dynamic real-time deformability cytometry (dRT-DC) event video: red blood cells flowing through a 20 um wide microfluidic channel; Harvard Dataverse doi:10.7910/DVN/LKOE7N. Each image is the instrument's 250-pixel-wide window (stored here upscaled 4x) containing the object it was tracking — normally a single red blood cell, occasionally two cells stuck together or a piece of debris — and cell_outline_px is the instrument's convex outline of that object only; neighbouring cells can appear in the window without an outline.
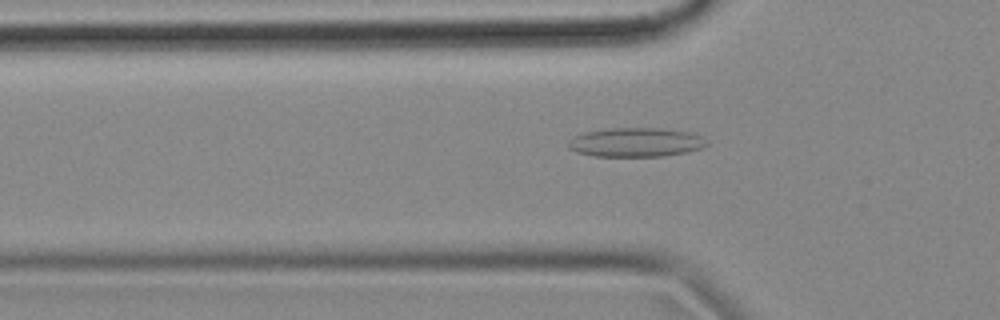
{"species": "common noctule bat (a hibernating species)", "species_latin": "Nyctalus noctula", "temperature_condition": "cold", "stored_images_in_passage": 48, "camera_frame_rate_fps": 3000, "um_per_image_px": 0.085, "animal": {"sex": "female", "body_mass_g": 18.4}, "frame": {"image": 1, "passage_image": 9, "time_ms": 2.667, "image_size_px": [1000, 320], "cell_outline_px": [[708, 144], [700, 148], [688, 152], [664, 156], [592, 156], [576, 152], [568, 148], [568, 140], [572, 136], [584, 132], [608, 128], [664, 128], [692, 132], [704, 136]], "centroid_in_image_um": [54.04, 12.08], "position_along_channel_um": 71.8, "area_um2": 23.87}}
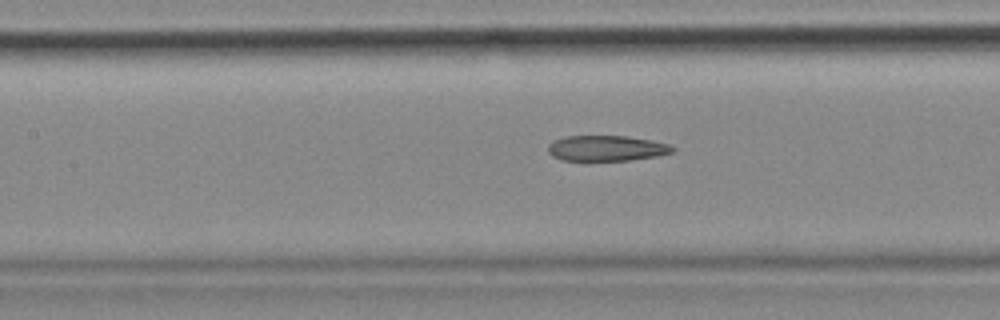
{"frame": {"image": 2, "passage_image": 16, "time_ms": 5.0, "image_size_px": [1000, 320], "cell_outline_px": [[676, 148], [672, 152], [656, 156], [628, 160], [564, 160], [552, 156], [548, 152], [548, 144], [552, 140], [568, 136], [628, 136], [652, 140], [668, 144]], "centroid_in_image_um": [51.54, 12.59], "position_along_channel_um": 155.9, "area_um2": 18.44}}
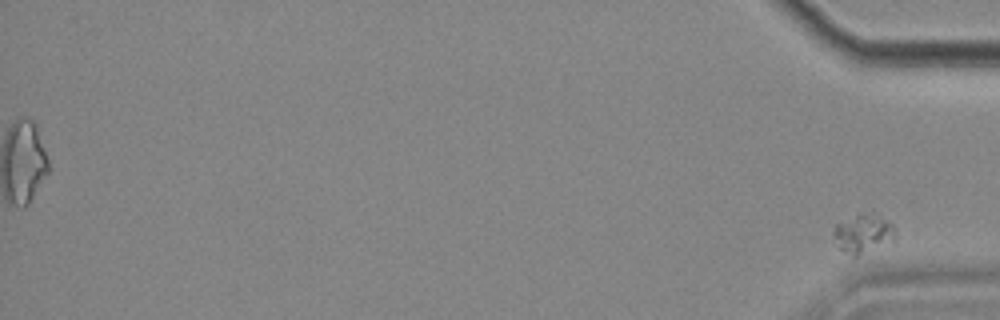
{"frame": {"image": 3, "passage_image": 48, "time_ms": 15.667, "image_size_px": [1000, 320], "cell_outline_px": [[896, 236], [856, 256], [852, 256], [840, 248], [832, 236], [832, 232], [836, 224], [860, 212], [884, 220], [892, 224], [896, 228]], "centroid_in_image_um": [73.29, 19.84], "position_along_channel_um": 361.9, "area_um2": 13.12}, "authors_computed_cell_mechanics": {"area_um2": 19.5364, "velocity_mm_per_s": 3.5784, "shape_relaxation_time_tau1_ms": null, "shape_relaxation_time_tau2_ms": 6.571, "deformation_change_tau1": null, "deformation_change_tau2": 0.1863}}